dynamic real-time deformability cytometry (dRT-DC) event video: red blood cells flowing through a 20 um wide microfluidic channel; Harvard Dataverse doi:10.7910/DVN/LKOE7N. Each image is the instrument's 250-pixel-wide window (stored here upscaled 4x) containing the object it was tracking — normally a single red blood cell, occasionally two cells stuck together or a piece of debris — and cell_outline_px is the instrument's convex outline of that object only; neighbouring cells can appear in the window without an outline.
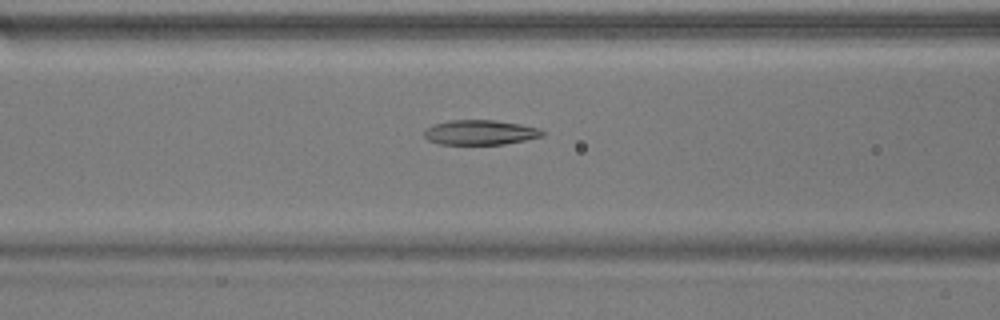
{"species": "common noctule bat (a hibernating species)", "species_latin": "Nyctalus noctula", "temperature_condition": "warm", "stored_images_in_passage": 49, "camera_frame_rate_fps": 3000, "um_per_image_px": 0.085, "animal": {"sex": "male", "body_mass_g": 17.9}, "frame": {"image": 1, "passage_image": 18, "time_ms": 5.667, "image_size_px": [1000, 320], "cell_outline_px": [[544, 136], [504, 144], [440, 144], [428, 140], [424, 136], [424, 132], [432, 124], [452, 120], [496, 120], [520, 124], [536, 128], [544, 132]], "centroid_in_image_um": [40.79, 11.25], "position_along_channel_um": 125.8, "area_um2": 16.94}}
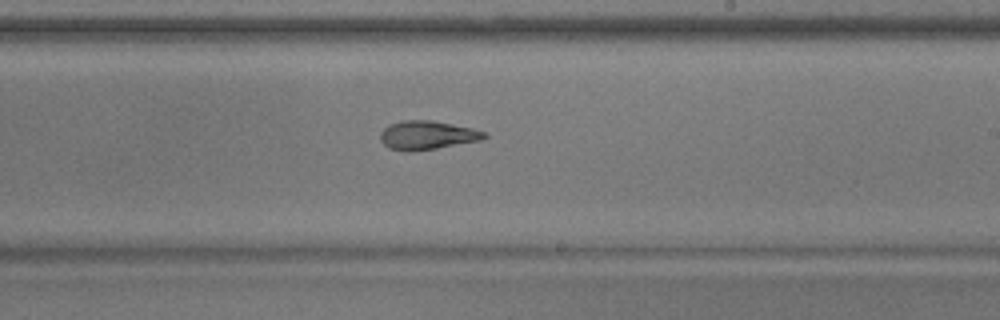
{"frame": {"image": 2, "passage_image": 28, "time_ms": 9.0, "image_size_px": [1000, 320], "cell_outline_px": [[488, 136], [480, 140], [436, 148], [408, 152], [388, 148], [380, 140], [380, 132], [388, 124], [404, 120], [432, 120], [472, 128], [488, 132]], "centroid_in_image_um": [36.29, 11.48], "position_along_channel_um": 252.7, "area_um2": 17.46}}
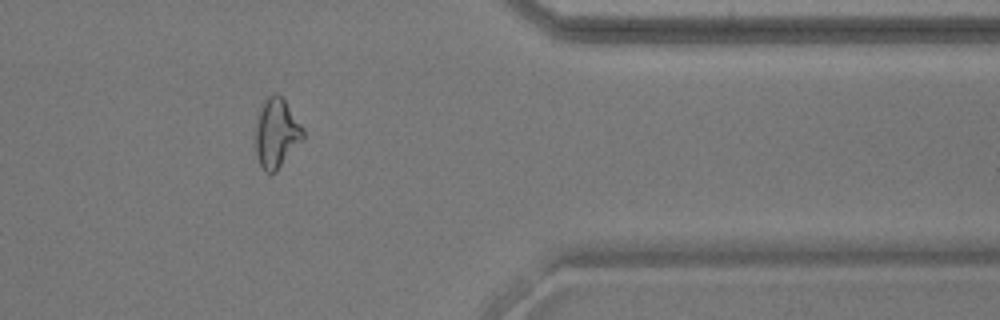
{"frame": {"image": 3, "passage_image": 40, "time_ms": 13.0, "image_size_px": [1000, 320], "cell_outline_px": [[304, 136], [276, 172], [268, 172], [260, 164], [256, 156], [256, 124], [260, 108], [264, 100], [272, 92], [276, 92], [284, 100], [304, 128]], "centroid_in_image_um": [23.49, 11.28], "position_along_channel_um": 387.9, "area_um2": 18.84}, "authors_computed_cell_mechanics": {"area_um2": 18.8428, "velocity_mm_per_s": 3.8113, "shape_relaxation_time_tau1_ms": 10.9487, "shape_relaxation_time_tau2_ms": 3.1997, "deformation_change_tau1": 0.2806, "deformation_change_tau2": 0.1007}}